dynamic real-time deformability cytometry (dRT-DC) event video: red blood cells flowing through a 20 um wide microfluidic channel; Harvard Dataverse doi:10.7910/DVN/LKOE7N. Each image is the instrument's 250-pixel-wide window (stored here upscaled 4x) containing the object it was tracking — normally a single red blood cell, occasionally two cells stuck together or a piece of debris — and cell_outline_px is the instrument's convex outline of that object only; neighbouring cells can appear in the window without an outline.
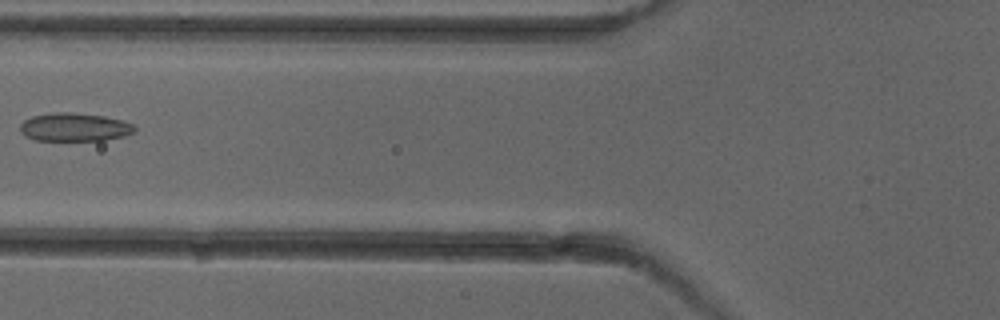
{"species": "common noctule bat (a hibernating species)", "species_latin": "Nyctalus noctula", "temperature_condition": "cold", "stored_images_in_passage": 6, "camera_frame_rate_fps": 3000, "um_per_image_px": 0.085, "animal": {"sex": "female"}, "frame": {"image": 1, "passage_image": 6, "time_ms": 6.667, "image_size_px": [1000, 320], "cell_outline_px": [[136, 132], [124, 136], [104, 140], [36, 140], [20, 132], [20, 124], [24, 120], [32, 116], [56, 112], [76, 112], [104, 116], [120, 120], [132, 124], [136, 128]], "centroid_in_image_um": [6.35, 10.8], "position_along_channel_um": 119.5, "area_um2": 18.84}}